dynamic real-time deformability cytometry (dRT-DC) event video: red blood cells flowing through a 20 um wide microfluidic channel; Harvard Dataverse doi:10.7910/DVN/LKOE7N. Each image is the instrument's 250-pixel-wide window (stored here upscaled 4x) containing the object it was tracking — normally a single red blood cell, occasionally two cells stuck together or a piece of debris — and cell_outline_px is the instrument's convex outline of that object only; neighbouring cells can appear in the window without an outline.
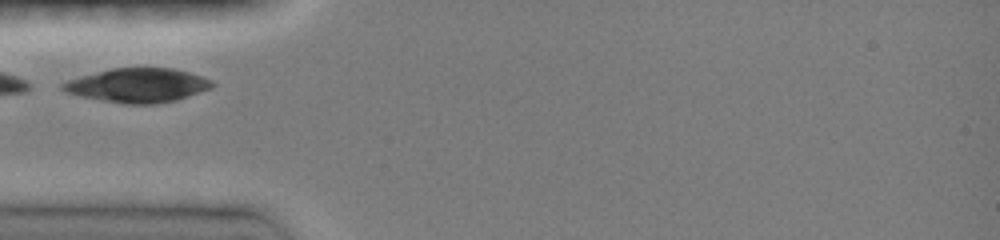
{"species": "common noctule bat (a hibernating species)", "species_latin": "Nyctalus noctula", "temperature_condition": "room temperature", "stored_images_in_passage": 10, "camera_frame_rate_fps": 3000, "um_per_image_px": 0.085, "animal": {"sex": "female", "body_mass_g": 19.0, "forearm_length_mm": 51.5}, "frame": {"image": 1, "passage_image": 1, "time_ms": 0.0, "image_size_px": [1000, 240], "cell_outline_px": [[216, 84], [212, 88], [176, 100], [156, 104], [124, 104], [100, 100], [80, 96], [64, 92], [60, 88], [60, 84], [68, 80], [80, 76], [112, 68], [172, 68], [188, 72], [212, 80]], "centroid_in_image_um": [11.69, 7.26], "position_along_channel_um": 73.3, "area_um2": 29.77}}
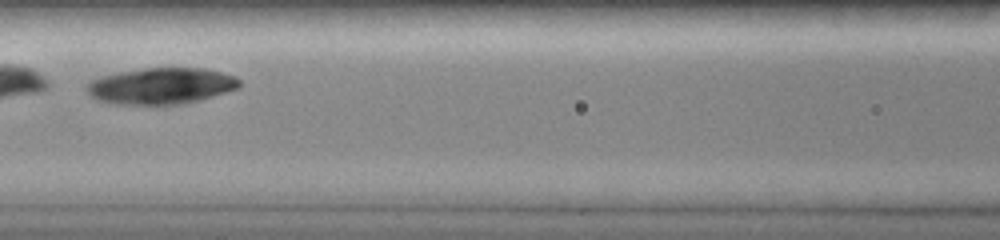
{"frame": {"image": 2, "passage_image": 6, "time_ms": 2.0, "image_size_px": [1000, 240], "cell_outline_px": [[240, 88], [200, 100], [184, 104], [112, 104], [96, 100], [84, 88], [84, 84], [100, 76], [120, 72], [148, 68], [204, 68], [236, 76], [240, 80]], "centroid_in_image_um": [13.69, 7.31], "position_along_channel_um": 152.9, "area_um2": 32.48}}